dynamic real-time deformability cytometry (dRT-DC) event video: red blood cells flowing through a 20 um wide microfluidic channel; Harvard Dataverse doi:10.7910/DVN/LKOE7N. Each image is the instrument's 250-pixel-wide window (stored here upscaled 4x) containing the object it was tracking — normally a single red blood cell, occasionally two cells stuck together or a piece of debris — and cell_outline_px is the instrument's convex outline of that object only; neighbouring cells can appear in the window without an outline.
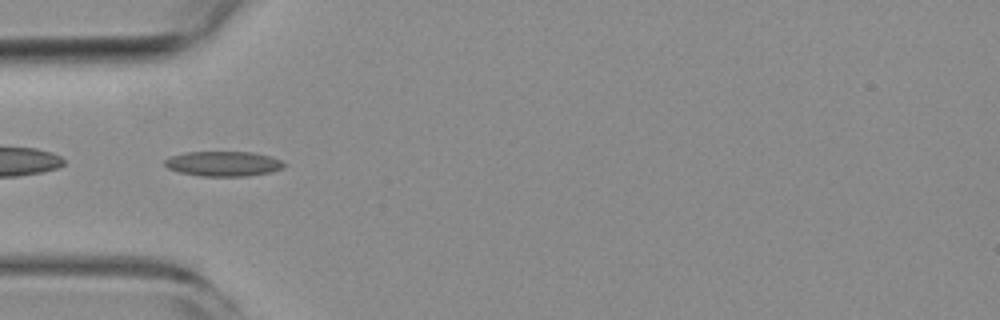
{"species": "common noctule bat (a hibernating species)", "species_latin": "Nyctalus noctula", "temperature_condition": "room temperature", "stored_images_in_passage": 7, "camera_frame_rate_fps": 3000, "um_per_image_px": 0.085, "animal": {"sex": "female", "body_mass_g": 19.3, "forearm_length_mm": 54.1}, "frame": {"image": 1, "passage_image": 4, "time_ms": 3.667, "image_size_px": [1000, 320], "cell_outline_px": [[284, 168], [272, 172], [248, 176], [200, 176], [180, 172], [168, 168], [164, 164], [164, 160], [172, 156], [184, 152], [252, 152], [272, 156], [280, 160], [284, 164]], "centroid_in_image_um": [19.0, 13.92], "position_along_channel_um": 66.0, "area_um2": 17.4}}
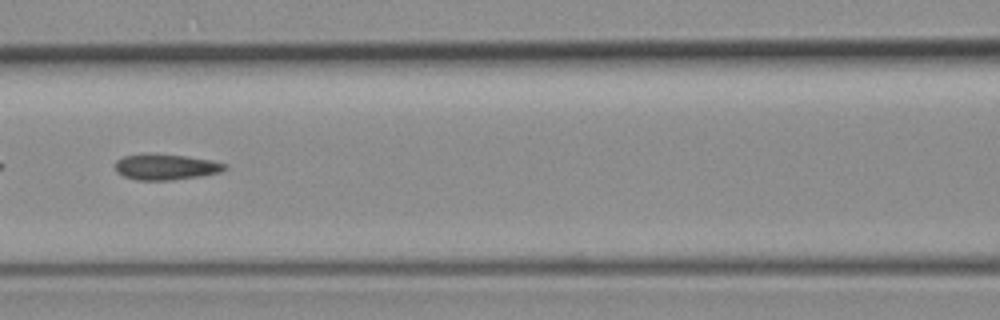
{"frame": {"image": 2, "passage_image": 6, "time_ms": 6.0, "image_size_px": [1000, 320], "cell_outline_px": [[228, 168], [220, 172], [200, 176], [172, 180], [136, 180], [124, 176], [116, 172], [116, 160], [124, 156], [184, 156], [212, 160], [228, 164]], "centroid_in_image_um": [14.16, 14.23], "position_along_channel_um": 152.4, "area_um2": 15.84}}
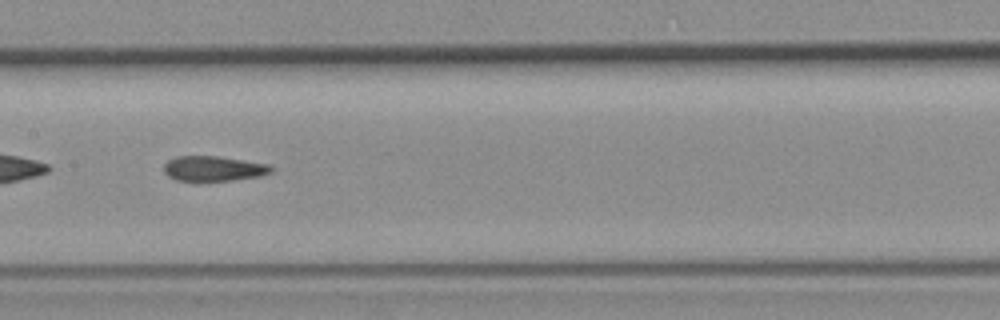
{"frame": {"image": 3, "passage_image": 7, "time_ms": 7.0, "image_size_px": [1000, 320], "cell_outline_px": [[276, 168], [272, 172], [260, 176], [232, 180], [200, 184], [176, 180], [168, 176], [164, 172], [164, 164], [168, 160], [176, 156], [216, 156], [272, 164]], "centroid_in_image_um": [18.16, 14.37], "position_along_channel_um": 189.2, "area_um2": 16.53}}